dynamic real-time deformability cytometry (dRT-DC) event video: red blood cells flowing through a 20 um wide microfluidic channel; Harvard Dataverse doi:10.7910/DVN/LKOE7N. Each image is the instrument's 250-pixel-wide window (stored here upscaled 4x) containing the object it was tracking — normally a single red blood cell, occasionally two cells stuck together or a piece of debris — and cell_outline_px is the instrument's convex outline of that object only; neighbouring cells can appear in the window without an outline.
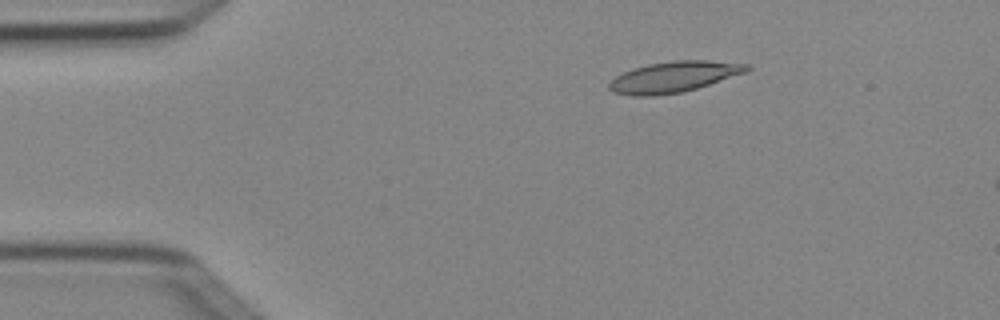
{"species": "Egyptian fruit bat (a non-hibernating species)", "species_latin": "Rousettus aegyptiacus", "temperature_condition": "cold", "stored_images_in_passage": 5, "camera_frame_rate_fps": 3000, "um_per_image_px": 0.085, "animal": {"sex": "female"}, "frame": {"image": 1, "passage_image": 3, "time_ms": 0.667, "image_size_px": [1000, 320], "cell_outline_px": [[752, 68], [748, 72], [684, 92], [652, 96], [632, 96], [612, 92], [608, 88], [608, 84], [616, 76], [632, 68], [648, 64], [672, 60], [708, 60], [748, 64]], "centroid_in_image_um": [57.29, 6.53], "position_along_channel_um": 27.7, "area_um2": 24.97}}